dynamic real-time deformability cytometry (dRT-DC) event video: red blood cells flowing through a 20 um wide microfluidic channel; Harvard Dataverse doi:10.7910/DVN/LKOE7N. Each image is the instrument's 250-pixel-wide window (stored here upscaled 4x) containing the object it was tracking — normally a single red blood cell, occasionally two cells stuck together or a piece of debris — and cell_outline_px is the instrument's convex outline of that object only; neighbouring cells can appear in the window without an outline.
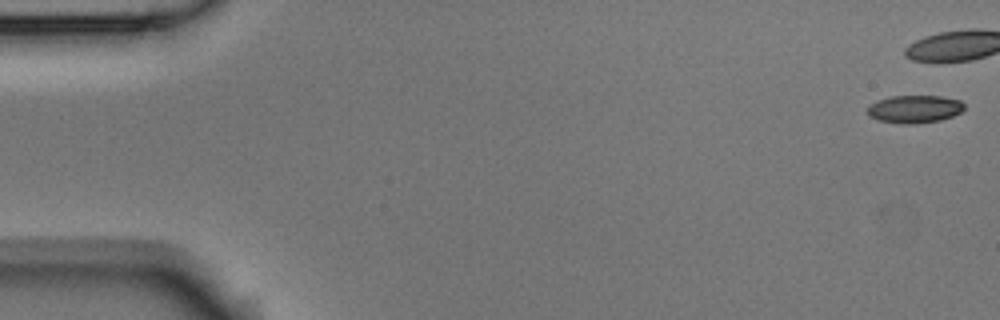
{"species": "Egyptian fruit bat (a non-hibernating species)", "species_latin": "Rousettus aegyptiacus", "temperature_condition": "room temperature", "stored_images_in_passage": 6, "camera_frame_rate_fps": 3000, "um_per_image_px": 0.085, "animal": {"sex": "male"}, "frame": {"image": 1, "passage_image": 1, "time_ms": 0.0, "image_size_px": [1000, 320], "cell_outline_px": [[964, 108], [960, 112], [952, 116], [940, 120], [912, 124], [900, 124], [876, 120], [868, 116], [868, 104], [876, 100], [892, 96], [940, 96], [960, 100], [964, 104]], "centroid_in_image_um": [77.68, 9.27], "position_along_channel_um": 7.3, "area_um2": 15.78}}